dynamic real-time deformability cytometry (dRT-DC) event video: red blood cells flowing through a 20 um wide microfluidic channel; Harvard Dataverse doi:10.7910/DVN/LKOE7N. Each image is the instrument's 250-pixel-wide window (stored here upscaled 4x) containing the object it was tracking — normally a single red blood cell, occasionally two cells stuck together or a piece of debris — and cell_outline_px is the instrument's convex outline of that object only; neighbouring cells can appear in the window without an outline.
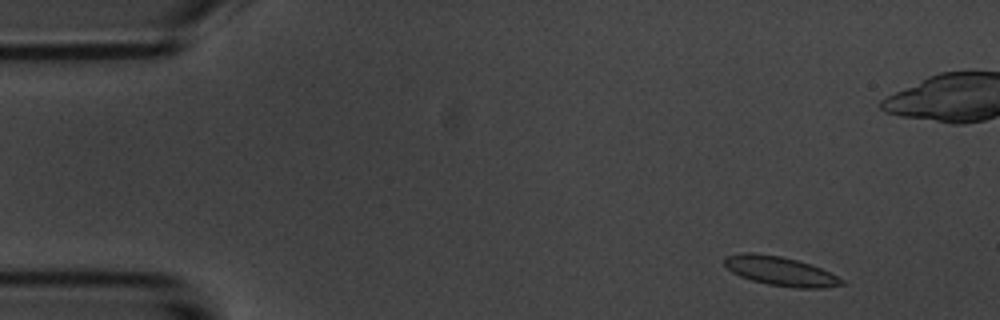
{"species": "common noctule bat (a hibernating species)", "species_latin": "Nyctalus noctula", "temperature_condition": "room temperature", "stored_images_in_passage": 6, "camera_frame_rate_fps": 3000, "um_per_image_px": 0.085, "animal": {"sex": "male", "body_mass_g": 20.1, "forearm_length_mm": 53.5}, "frame": {"image": 1, "passage_image": 2, "time_ms": 1.333, "image_size_px": [1000, 320], "cell_outline_px": [[844, 284], [820, 288], [796, 288], [768, 284], [752, 280], [740, 276], [732, 272], [724, 264], [724, 256], [744, 252], [752, 252], [780, 256], [812, 264], [844, 280]], "centroid_in_image_um": [66.29, 23.03], "position_along_channel_um": 18.7, "area_um2": 19.77}}